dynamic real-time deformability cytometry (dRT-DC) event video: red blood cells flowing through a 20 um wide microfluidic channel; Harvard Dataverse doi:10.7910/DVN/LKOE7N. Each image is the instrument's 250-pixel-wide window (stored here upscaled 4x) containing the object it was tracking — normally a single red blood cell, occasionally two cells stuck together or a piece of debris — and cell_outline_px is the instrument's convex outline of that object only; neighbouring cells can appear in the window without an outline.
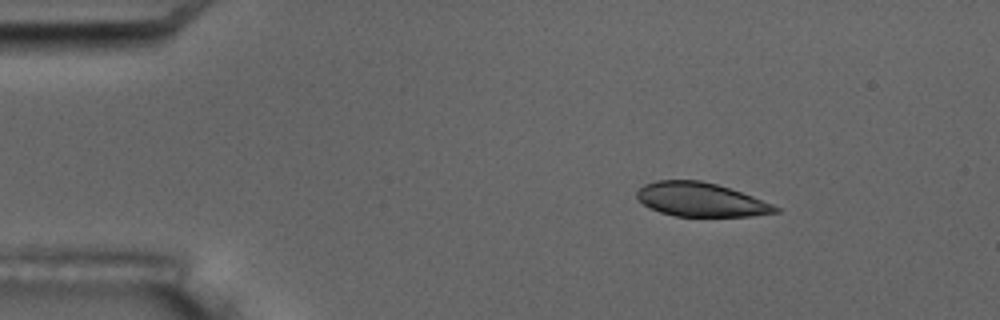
{"species": "common noctule bat (a hibernating species)", "species_latin": "Nyctalus noctula", "temperature_condition": "room temperature", "stored_images_in_passage": 4, "camera_frame_rate_fps": 3000, "um_per_image_px": 0.085, "animal": {"sex": "male", "body_mass_g": 17.5, "forearm_length_mm": 52.3}, "frame": {"image": 1, "passage_image": 2, "time_ms": 1.333, "image_size_px": [1000, 320], "cell_outline_px": [[780, 212], [752, 216], [676, 216], [660, 212], [644, 204], [636, 196], [636, 192], [644, 184], [656, 180], [700, 180], [716, 184], [752, 196], [772, 204], [780, 208]], "centroid_in_image_um": [59.57, 16.97], "position_along_channel_um": 25.4, "area_um2": 27.11}}